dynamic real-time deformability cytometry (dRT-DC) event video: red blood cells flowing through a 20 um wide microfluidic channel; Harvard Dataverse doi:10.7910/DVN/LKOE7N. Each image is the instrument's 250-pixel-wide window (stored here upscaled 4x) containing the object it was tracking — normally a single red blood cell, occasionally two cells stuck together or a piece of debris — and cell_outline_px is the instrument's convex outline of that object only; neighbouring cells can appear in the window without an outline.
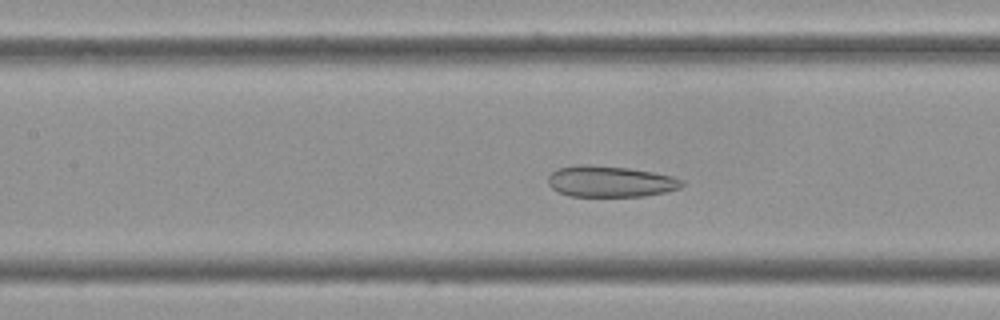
{"species": "Egyptian fruit bat (a non-hibernating species)", "species_latin": "Rousettus aegyptiacus", "temperature_condition": "cold", "stored_images_in_passage": 44, "camera_frame_rate_fps": 3000, "um_per_image_px": 0.085, "frame": {"image": 1, "passage_image": 11, "time_ms": 3.333, "image_size_px": [1000, 320], "cell_outline_px": [[684, 184], [680, 188], [664, 192], [644, 196], [568, 196], [552, 188], [548, 184], [548, 176], [556, 168], [576, 164], [588, 164], [628, 168], [652, 172], [672, 176], [684, 180]], "centroid_in_image_um": [51.85, 15.41], "position_along_channel_um": 155.6, "area_um2": 24.39}}
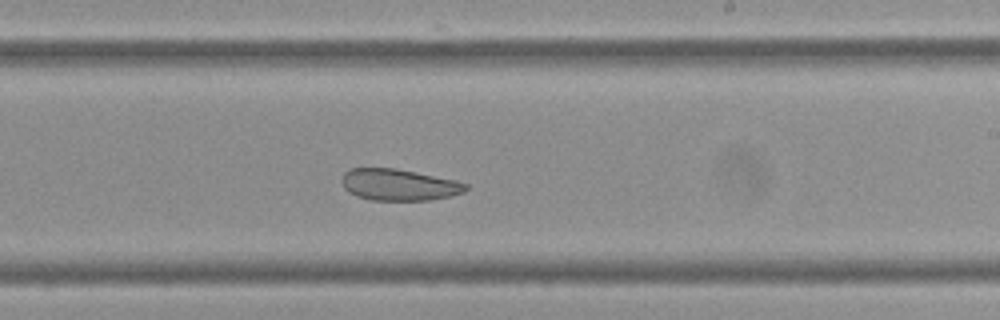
{"frame": {"image": 2, "passage_image": 20, "time_ms": 6.333, "image_size_px": [1000, 320], "cell_outline_px": [[468, 188], [464, 192], [432, 200], [372, 200], [356, 196], [348, 192], [344, 188], [340, 180], [344, 172], [352, 168], [396, 168], [456, 180], [468, 184]], "centroid_in_image_um": [33.88, 15.7], "position_along_channel_um": 255.1, "area_um2": 22.89}}
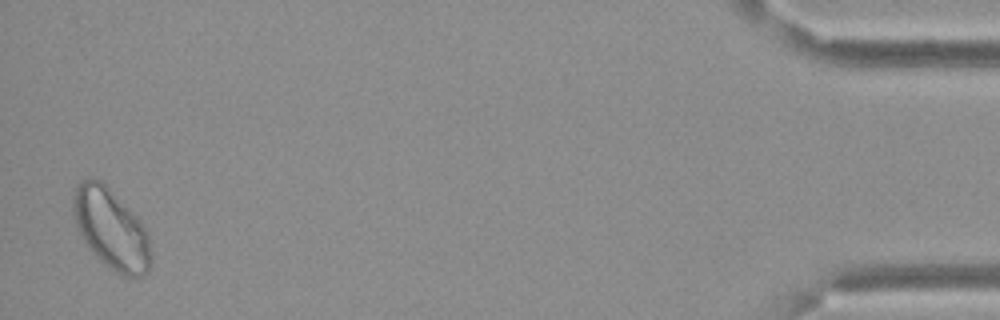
{"frame": {"image": 3, "passage_image": 43, "time_ms": 14.0, "image_size_px": [1000, 320], "cell_outline_px": [[152, 264], [148, 272], [144, 276], [124, 276], [116, 272], [100, 260], [92, 252], [84, 240], [76, 224], [72, 212], [72, 196], [80, 180], [88, 176], [92, 176], [100, 180], [140, 220], [148, 232], [152, 260]], "centroid_in_image_um": [9.45, 19.45], "position_along_channel_um": 425.8, "area_um2": 36.36}, "authors_computed_cell_mechanics": {"area_um2": 25.8366, "velocity_mm_per_s": 3.3295, "shape_relaxation_time_tau1_ms": null, "shape_relaxation_time_tau2_ms": 1.7892, "deformation_change_tau1": null, "deformation_change_tau2": 0.0688}}